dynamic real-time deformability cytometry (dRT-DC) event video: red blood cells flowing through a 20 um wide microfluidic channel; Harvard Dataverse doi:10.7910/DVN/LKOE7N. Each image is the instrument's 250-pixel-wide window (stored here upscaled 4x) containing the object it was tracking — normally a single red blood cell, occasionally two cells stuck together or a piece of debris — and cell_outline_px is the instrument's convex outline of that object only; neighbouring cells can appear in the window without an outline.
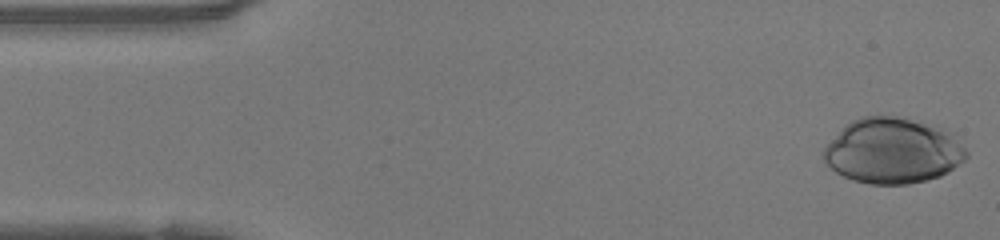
{"species": "human", "species_latin": "Homo sapiens", "temperature_condition": "warm", "stored_images_in_passage": 47, "camera_frame_rate_fps": 3000, "um_per_image_px": 0.085, "donor": {"sex": "female"}, "frame": {"image": 1, "passage_image": 1, "time_ms": 0.0, "image_size_px": [1000, 240], "cell_outline_px": [[968, 156], [964, 160], [948, 172], [940, 176], [908, 184], [868, 184], [852, 180], [836, 172], [824, 160], [824, 148], [852, 120], [860, 116], [896, 116], [936, 124], [952, 132], [968, 152]], "centroid_in_image_um": [75.94, 12.81], "position_along_channel_um": 9.1, "area_um2": 54.39}}
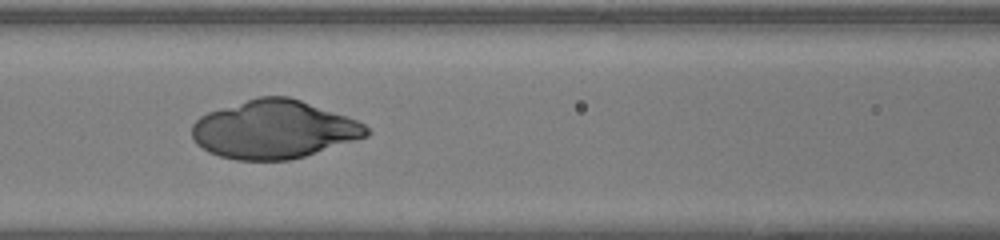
{"frame": {"image": 2, "passage_image": 19, "time_ms": 6.0, "image_size_px": [1000, 240], "cell_outline_px": [[372, 132], [368, 136], [292, 160], [236, 160], [220, 156], [208, 152], [196, 144], [192, 136], [192, 124], [200, 116], [208, 112], [256, 96], [288, 96], [300, 100], [356, 120], [364, 124]], "centroid_in_image_um": [23.25, 11.01], "position_along_channel_um": 143.3, "area_um2": 59.13}}
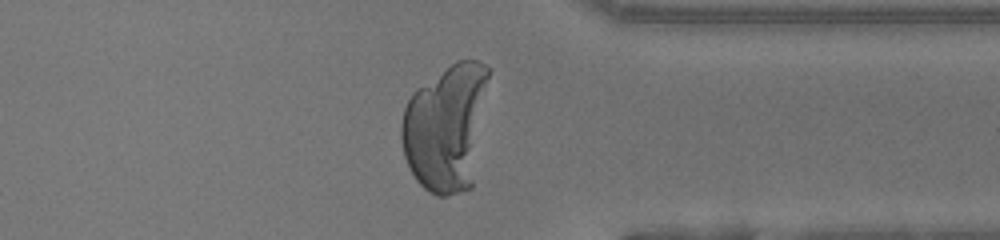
{"frame": {"image": 3, "passage_image": 36, "time_ms": 11.667, "image_size_px": [1000, 240], "cell_outline_px": [[492, 68], [472, 188], [448, 196], [436, 196], [424, 188], [416, 180], [404, 156], [400, 136], [400, 124], [404, 108], [412, 92], [416, 88], [456, 60], [476, 60]], "centroid_in_image_um": [37.93, 10.8], "position_along_channel_um": 373.5, "area_um2": 65.66}}